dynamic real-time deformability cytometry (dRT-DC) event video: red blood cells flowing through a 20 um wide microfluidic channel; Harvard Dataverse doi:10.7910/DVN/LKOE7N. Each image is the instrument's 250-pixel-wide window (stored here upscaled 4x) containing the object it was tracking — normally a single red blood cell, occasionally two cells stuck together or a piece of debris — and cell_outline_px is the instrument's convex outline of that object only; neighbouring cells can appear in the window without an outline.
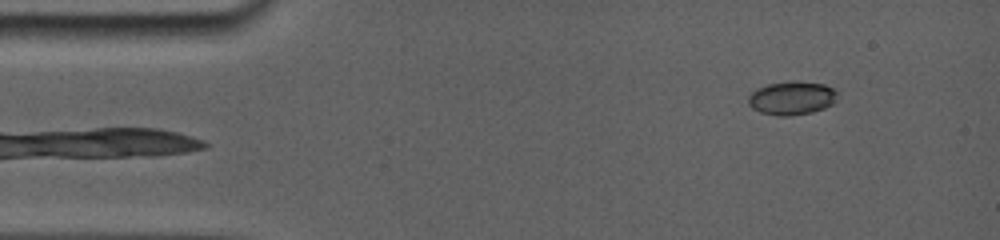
{"species": "common noctule bat (a hibernating species)", "species_latin": "Nyctalus noctula", "temperature_condition": "room temperature", "stored_images_in_passage": 25, "camera_frame_rate_fps": 5000, "um_per_image_px": 0.085, "animal": {"sex": "female", "body_mass_g": 19.0, "forearm_length_mm": 56.7}, "frame": {"image": 1, "passage_image": 2, "time_ms": 0.6, "image_size_px": [1000, 240], "cell_outline_px": [[840, 92], [832, 104], [824, 108], [812, 112], [764, 112], [752, 108], [748, 104], [748, 96], [756, 88], [768, 84], [788, 80], [800, 80], [824, 84], [836, 88]], "centroid_in_image_um": [67.37, 8.23], "position_along_channel_um": 17.6, "area_um2": 16.94}}
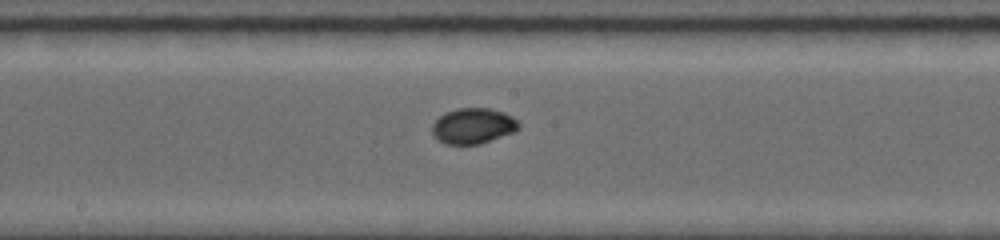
{"frame": {"image": 2, "passage_image": 13, "time_ms": 7.6, "image_size_px": [1000, 240], "cell_outline_px": [[520, 128], [512, 132], [476, 144], [448, 144], [440, 140], [432, 132], [432, 124], [440, 116], [448, 112], [460, 108], [488, 108], [504, 112], [512, 116], [520, 124]], "centroid_in_image_um": [40.22, 10.68], "position_along_channel_um": 208.0, "area_um2": 17.46}}
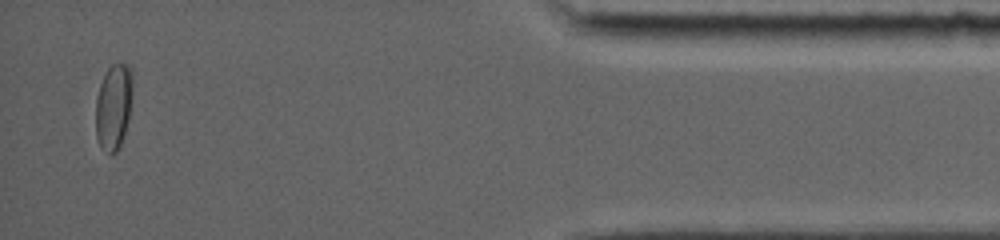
{"frame": {"image": 3, "passage_image": 24, "time_ms": 14.6, "image_size_px": [1000, 240], "cell_outline_px": [[132, 88], [128, 120], [120, 144], [116, 152], [108, 156], [100, 148], [96, 136], [96, 96], [100, 84], [108, 68], [112, 64], [124, 64], [128, 68], [132, 76]], "centroid_in_image_um": [9.62, 9.12], "position_along_channel_um": 425.6, "area_um2": 18.26}, "authors_computed_cell_mechanics": {"area_um2": 17.1666, "velocity_mm_per_s": 3.8502, "shape_relaxation_time_tau1_ms": 6.6347, "shape_relaxation_time_tau2_ms": null, "deformation_change_tau1": 0.1527, "deformation_change_tau2": null}}